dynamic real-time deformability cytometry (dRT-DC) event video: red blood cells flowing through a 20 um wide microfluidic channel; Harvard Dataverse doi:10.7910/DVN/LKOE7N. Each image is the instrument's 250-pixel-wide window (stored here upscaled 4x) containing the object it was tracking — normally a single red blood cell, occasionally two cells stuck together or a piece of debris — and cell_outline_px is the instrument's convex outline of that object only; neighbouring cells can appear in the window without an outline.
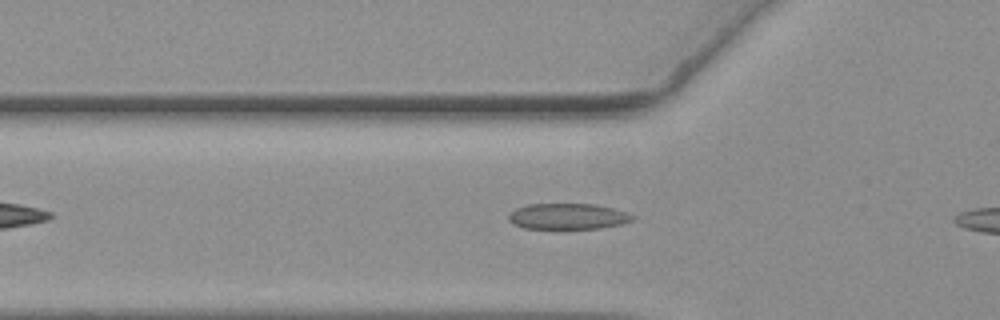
{"species": "common noctule bat (a hibernating species)", "species_latin": "Nyctalus noctula", "temperature_condition": "warm", "stored_images_in_passage": 7, "camera_frame_rate_fps": 3000, "um_per_image_px": 0.085, "animal": {"sex": "female", "body_mass_g": 19.3, "forearm_length_mm": 54.1}, "frame": {"image": 1, "passage_image": 5, "time_ms": 1.333, "image_size_px": [1000, 320], "cell_outline_px": [[636, 216], [632, 220], [620, 224], [600, 228], [524, 228], [512, 224], [508, 220], [508, 216], [516, 208], [528, 204], [596, 204], [628, 212]], "centroid_in_image_um": [48.27, 18.38], "position_along_channel_um": 77.5, "area_um2": 18.61}}